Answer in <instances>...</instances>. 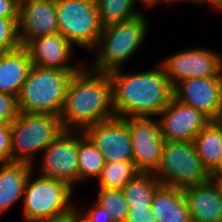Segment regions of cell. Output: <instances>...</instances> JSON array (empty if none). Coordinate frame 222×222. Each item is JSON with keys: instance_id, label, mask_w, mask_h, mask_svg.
I'll return each instance as SVG.
<instances>
[{"instance_id": "e0dca14e", "label": "cell", "mask_w": 222, "mask_h": 222, "mask_svg": "<svg viewBox=\"0 0 222 222\" xmlns=\"http://www.w3.org/2000/svg\"><path fill=\"white\" fill-rule=\"evenodd\" d=\"M192 222H222V195L211 180L183 189Z\"/></svg>"}, {"instance_id": "4fadbf2b", "label": "cell", "mask_w": 222, "mask_h": 222, "mask_svg": "<svg viewBox=\"0 0 222 222\" xmlns=\"http://www.w3.org/2000/svg\"><path fill=\"white\" fill-rule=\"evenodd\" d=\"M84 134L106 162L133 161V147L125 118L112 117L87 128Z\"/></svg>"}, {"instance_id": "2e32d148", "label": "cell", "mask_w": 222, "mask_h": 222, "mask_svg": "<svg viewBox=\"0 0 222 222\" xmlns=\"http://www.w3.org/2000/svg\"><path fill=\"white\" fill-rule=\"evenodd\" d=\"M28 50L32 65L59 70H80L84 65H70L73 45L59 32L31 40ZM69 64V65H68Z\"/></svg>"}, {"instance_id": "6da1fadb", "label": "cell", "mask_w": 222, "mask_h": 222, "mask_svg": "<svg viewBox=\"0 0 222 222\" xmlns=\"http://www.w3.org/2000/svg\"><path fill=\"white\" fill-rule=\"evenodd\" d=\"M84 65L70 78L59 115L63 130L84 132L87 128L115 117L112 83L108 73Z\"/></svg>"}, {"instance_id": "ba28073f", "label": "cell", "mask_w": 222, "mask_h": 222, "mask_svg": "<svg viewBox=\"0 0 222 222\" xmlns=\"http://www.w3.org/2000/svg\"><path fill=\"white\" fill-rule=\"evenodd\" d=\"M58 32L73 46L94 50L102 32L95 0H55Z\"/></svg>"}, {"instance_id": "9a60e30c", "label": "cell", "mask_w": 222, "mask_h": 222, "mask_svg": "<svg viewBox=\"0 0 222 222\" xmlns=\"http://www.w3.org/2000/svg\"><path fill=\"white\" fill-rule=\"evenodd\" d=\"M18 38L21 46L58 33L55 0H25L19 5Z\"/></svg>"}, {"instance_id": "9c48e42d", "label": "cell", "mask_w": 222, "mask_h": 222, "mask_svg": "<svg viewBox=\"0 0 222 222\" xmlns=\"http://www.w3.org/2000/svg\"><path fill=\"white\" fill-rule=\"evenodd\" d=\"M76 134V135H75ZM63 130L43 151L40 175L66 183L74 190L79 182L78 131Z\"/></svg>"}, {"instance_id": "5bb4252c", "label": "cell", "mask_w": 222, "mask_h": 222, "mask_svg": "<svg viewBox=\"0 0 222 222\" xmlns=\"http://www.w3.org/2000/svg\"><path fill=\"white\" fill-rule=\"evenodd\" d=\"M158 116H161L158 122L164 141H193L211 121L202 112L174 97Z\"/></svg>"}, {"instance_id": "d6a6232c", "label": "cell", "mask_w": 222, "mask_h": 222, "mask_svg": "<svg viewBox=\"0 0 222 222\" xmlns=\"http://www.w3.org/2000/svg\"><path fill=\"white\" fill-rule=\"evenodd\" d=\"M210 180L216 186L219 193L222 195V175H210Z\"/></svg>"}, {"instance_id": "30bf717a", "label": "cell", "mask_w": 222, "mask_h": 222, "mask_svg": "<svg viewBox=\"0 0 222 222\" xmlns=\"http://www.w3.org/2000/svg\"><path fill=\"white\" fill-rule=\"evenodd\" d=\"M160 65L173 87L189 78L219 77L222 74L220 53L203 48L179 51L167 57Z\"/></svg>"}, {"instance_id": "f35d334b", "label": "cell", "mask_w": 222, "mask_h": 222, "mask_svg": "<svg viewBox=\"0 0 222 222\" xmlns=\"http://www.w3.org/2000/svg\"><path fill=\"white\" fill-rule=\"evenodd\" d=\"M216 122L221 126V128H222V116L221 117H219L217 120H216Z\"/></svg>"}, {"instance_id": "7c38bea8", "label": "cell", "mask_w": 222, "mask_h": 222, "mask_svg": "<svg viewBox=\"0 0 222 222\" xmlns=\"http://www.w3.org/2000/svg\"><path fill=\"white\" fill-rule=\"evenodd\" d=\"M174 98L202 112L211 121L222 116V74L219 77H195L173 87Z\"/></svg>"}, {"instance_id": "3957f363", "label": "cell", "mask_w": 222, "mask_h": 222, "mask_svg": "<svg viewBox=\"0 0 222 222\" xmlns=\"http://www.w3.org/2000/svg\"><path fill=\"white\" fill-rule=\"evenodd\" d=\"M79 70H59L32 65L17 97L19 113H42L59 116L68 83Z\"/></svg>"}, {"instance_id": "d590c367", "label": "cell", "mask_w": 222, "mask_h": 222, "mask_svg": "<svg viewBox=\"0 0 222 222\" xmlns=\"http://www.w3.org/2000/svg\"><path fill=\"white\" fill-rule=\"evenodd\" d=\"M138 2V0H136ZM140 2L146 7H154V5L159 4L160 0H140Z\"/></svg>"}, {"instance_id": "52a82bcc", "label": "cell", "mask_w": 222, "mask_h": 222, "mask_svg": "<svg viewBox=\"0 0 222 222\" xmlns=\"http://www.w3.org/2000/svg\"><path fill=\"white\" fill-rule=\"evenodd\" d=\"M153 175L162 185L179 189L210 180V174L204 168L193 141H165Z\"/></svg>"}, {"instance_id": "d6986e66", "label": "cell", "mask_w": 222, "mask_h": 222, "mask_svg": "<svg viewBox=\"0 0 222 222\" xmlns=\"http://www.w3.org/2000/svg\"><path fill=\"white\" fill-rule=\"evenodd\" d=\"M156 222H192L183 189L160 185L152 198Z\"/></svg>"}, {"instance_id": "cb8c5ba5", "label": "cell", "mask_w": 222, "mask_h": 222, "mask_svg": "<svg viewBox=\"0 0 222 222\" xmlns=\"http://www.w3.org/2000/svg\"><path fill=\"white\" fill-rule=\"evenodd\" d=\"M102 27L134 18L140 12L134 9L136 0H95Z\"/></svg>"}, {"instance_id": "7a4b0ae2", "label": "cell", "mask_w": 222, "mask_h": 222, "mask_svg": "<svg viewBox=\"0 0 222 222\" xmlns=\"http://www.w3.org/2000/svg\"><path fill=\"white\" fill-rule=\"evenodd\" d=\"M110 71L112 105L117 117H157L174 97L162 66L139 73Z\"/></svg>"}, {"instance_id": "f546056e", "label": "cell", "mask_w": 222, "mask_h": 222, "mask_svg": "<svg viewBox=\"0 0 222 222\" xmlns=\"http://www.w3.org/2000/svg\"><path fill=\"white\" fill-rule=\"evenodd\" d=\"M11 162V124L0 123V165Z\"/></svg>"}, {"instance_id": "836d02e7", "label": "cell", "mask_w": 222, "mask_h": 222, "mask_svg": "<svg viewBox=\"0 0 222 222\" xmlns=\"http://www.w3.org/2000/svg\"><path fill=\"white\" fill-rule=\"evenodd\" d=\"M210 4L215 10L222 11V0H205V4Z\"/></svg>"}, {"instance_id": "603a6c76", "label": "cell", "mask_w": 222, "mask_h": 222, "mask_svg": "<svg viewBox=\"0 0 222 222\" xmlns=\"http://www.w3.org/2000/svg\"><path fill=\"white\" fill-rule=\"evenodd\" d=\"M105 163V158L100 150L95 147L84 132L78 131L79 181L94 177L98 179Z\"/></svg>"}, {"instance_id": "4316f807", "label": "cell", "mask_w": 222, "mask_h": 222, "mask_svg": "<svg viewBox=\"0 0 222 222\" xmlns=\"http://www.w3.org/2000/svg\"><path fill=\"white\" fill-rule=\"evenodd\" d=\"M18 19L0 18V54L21 46L18 38Z\"/></svg>"}, {"instance_id": "44dd1931", "label": "cell", "mask_w": 222, "mask_h": 222, "mask_svg": "<svg viewBox=\"0 0 222 222\" xmlns=\"http://www.w3.org/2000/svg\"><path fill=\"white\" fill-rule=\"evenodd\" d=\"M204 168L211 174L222 158V128L210 121L193 140Z\"/></svg>"}, {"instance_id": "277c9868", "label": "cell", "mask_w": 222, "mask_h": 222, "mask_svg": "<svg viewBox=\"0 0 222 222\" xmlns=\"http://www.w3.org/2000/svg\"><path fill=\"white\" fill-rule=\"evenodd\" d=\"M143 13L132 19L102 27V32L94 47L98 51L97 60L89 69L109 73L122 68L147 36L148 19ZM97 48V49H96Z\"/></svg>"}, {"instance_id": "8992f818", "label": "cell", "mask_w": 222, "mask_h": 222, "mask_svg": "<svg viewBox=\"0 0 222 222\" xmlns=\"http://www.w3.org/2000/svg\"><path fill=\"white\" fill-rule=\"evenodd\" d=\"M62 131L57 115L19 113L11 123V162L35 165V152L44 151Z\"/></svg>"}, {"instance_id": "f1b7e54d", "label": "cell", "mask_w": 222, "mask_h": 222, "mask_svg": "<svg viewBox=\"0 0 222 222\" xmlns=\"http://www.w3.org/2000/svg\"><path fill=\"white\" fill-rule=\"evenodd\" d=\"M92 206L94 207L88 208L87 211L84 209L82 212L75 208L77 222H114L105 208H102L96 202Z\"/></svg>"}, {"instance_id": "d4e9b609", "label": "cell", "mask_w": 222, "mask_h": 222, "mask_svg": "<svg viewBox=\"0 0 222 222\" xmlns=\"http://www.w3.org/2000/svg\"><path fill=\"white\" fill-rule=\"evenodd\" d=\"M138 173L131 161L106 162L98 177V188L122 190Z\"/></svg>"}, {"instance_id": "8d00e7d4", "label": "cell", "mask_w": 222, "mask_h": 222, "mask_svg": "<svg viewBox=\"0 0 222 222\" xmlns=\"http://www.w3.org/2000/svg\"><path fill=\"white\" fill-rule=\"evenodd\" d=\"M210 175H222V158H221L219 165L216 167V169Z\"/></svg>"}, {"instance_id": "5b68a950", "label": "cell", "mask_w": 222, "mask_h": 222, "mask_svg": "<svg viewBox=\"0 0 222 222\" xmlns=\"http://www.w3.org/2000/svg\"><path fill=\"white\" fill-rule=\"evenodd\" d=\"M32 174L26 181L23 194V218L26 222H53L75 215V204L70 201L73 195L71 187L42 175L32 179Z\"/></svg>"}, {"instance_id": "7402d4cb", "label": "cell", "mask_w": 222, "mask_h": 222, "mask_svg": "<svg viewBox=\"0 0 222 222\" xmlns=\"http://www.w3.org/2000/svg\"><path fill=\"white\" fill-rule=\"evenodd\" d=\"M160 185L153 173L139 172L122 191L129 207H151L153 195Z\"/></svg>"}, {"instance_id": "1f68e13d", "label": "cell", "mask_w": 222, "mask_h": 222, "mask_svg": "<svg viewBox=\"0 0 222 222\" xmlns=\"http://www.w3.org/2000/svg\"><path fill=\"white\" fill-rule=\"evenodd\" d=\"M19 5L17 0H0V18L19 19Z\"/></svg>"}, {"instance_id": "ffe728a7", "label": "cell", "mask_w": 222, "mask_h": 222, "mask_svg": "<svg viewBox=\"0 0 222 222\" xmlns=\"http://www.w3.org/2000/svg\"><path fill=\"white\" fill-rule=\"evenodd\" d=\"M34 166L27 163L10 162L0 168V216L14 203L23 199L26 181L34 172Z\"/></svg>"}, {"instance_id": "484cf974", "label": "cell", "mask_w": 222, "mask_h": 222, "mask_svg": "<svg viewBox=\"0 0 222 222\" xmlns=\"http://www.w3.org/2000/svg\"><path fill=\"white\" fill-rule=\"evenodd\" d=\"M105 208L114 222H125L129 205L122 190L99 188L95 201Z\"/></svg>"}, {"instance_id": "83f0119b", "label": "cell", "mask_w": 222, "mask_h": 222, "mask_svg": "<svg viewBox=\"0 0 222 222\" xmlns=\"http://www.w3.org/2000/svg\"><path fill=\"white\" fill-rule=\"evenodd\" d=\"M18 114L17 97L0 92V123L11 124Z\"/></svg>"}, {"instance_id": "8fae6325", "label": "cell", "mask_w": 222, "mask_h": 222, "mask_svg": "<svg viewBox=\"0 0 222 222\" xmlns=\"http://www.w3.org/2000/svg\"><path fill=\"white\" fill-rule=\"evenodd\" d=\"M133 147V164L141 173H154L159 164L164 139L159 122L149 117L125 118Z\"/></svg>"}, {"instance_id": "e575fe53", "label": "cell", "mask_w": 222, "mask_h": 222, "mask_svg": "<svg viewBox=\"0 0 222 222\" xmlns=\"http://www.w3.org/2000/svg\"><path fill=\"white\" fill-rule=\"evenodd\" d=\"M178 1H180V2H181V1H182V2H183V1H184V2H185V1H186V2H187V1H188V2L191 1V2L196 3V4H197V3H198V4H199V3H201V4L205 3V0H160V3H164V4L167 5L168 3H172V2L174 3V2H178Z\"/></svg>"}, {"instance_id": "ac0fdd59", "label": "cell", "mask_w": 222, "mask_h": 222, "mask_svg": "<svg viewBox=\"0 0 222 222\" xmlns=\"http://www.w3.org/2000/svg\"><path fill=\"white\" fill-rule=\"evenodd\" d=\"M31 67L32 61L24 46L0 54V92L18 97Z\"/></svg>"}, {"instance_id": "4dcf8cb0", "label": "cell", "mask_w": 222, "mask_h": 222, "mask_svg": "<svg viewBox=\"0 0 222 222\" xmlns=\"http://www.w3.org/2000/svg\"><path fill=\"white\" fill-rule=\"evenodd\" d=\"M125 222H156L151 207H129Z\"/></svg>"}, {"instance_id": "74e56055", "label": "cell", "mask_w": 222, "mask_h": 222, "mask_svg": "<svg viewBox=\"0 0 222 222\" xmlns=\"http://www.w3.org/2000/svg\"><path fill=\"white\" fill-rule=\"evenodd\" d=\"M53 222H77V217L76 215H73V216H70V217H67L58 221H53Z\"/></svg>"}]
</instances>
